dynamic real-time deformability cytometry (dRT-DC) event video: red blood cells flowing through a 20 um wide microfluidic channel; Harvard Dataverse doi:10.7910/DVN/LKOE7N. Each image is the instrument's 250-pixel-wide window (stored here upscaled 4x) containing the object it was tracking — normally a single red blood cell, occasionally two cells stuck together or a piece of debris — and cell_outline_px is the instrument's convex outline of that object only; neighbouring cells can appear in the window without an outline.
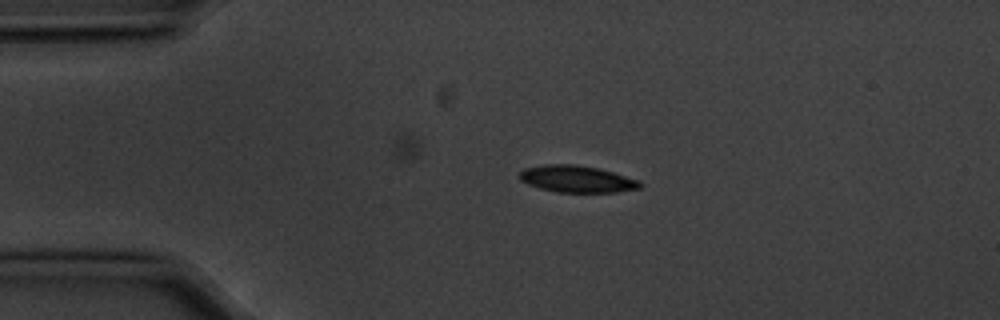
{"species": "common noctule bat (a hibernating species)", "species_latin": "Nyctalus noctula", "temperature_condition": "cold", "stored_images_in_passage": 6, "camera_frame_rate_fps": 3000, "um_per_image_px": 0.085, "animal": {"sex": "male", "body_mass_g": 20.1, "forearm_length_mm": 53.5}, "frame": {"image": 1, "passage_image": 3, "time_ms": 0.667, "image_size_px": [1000, 320], "cell_outline_px": [[644, 184], [640, 188], [616, 192], [560, 192], [540, 188], [528, 184], [520, 180], [520, 172], [524, 168], [544, 164], [576, 164], [596, 168], [612, 172], [640, 180]], "centroid_in_image_um": [49.05, 15.21], "position_along_channel_um": 36.0, "area_um2": 18.79}}